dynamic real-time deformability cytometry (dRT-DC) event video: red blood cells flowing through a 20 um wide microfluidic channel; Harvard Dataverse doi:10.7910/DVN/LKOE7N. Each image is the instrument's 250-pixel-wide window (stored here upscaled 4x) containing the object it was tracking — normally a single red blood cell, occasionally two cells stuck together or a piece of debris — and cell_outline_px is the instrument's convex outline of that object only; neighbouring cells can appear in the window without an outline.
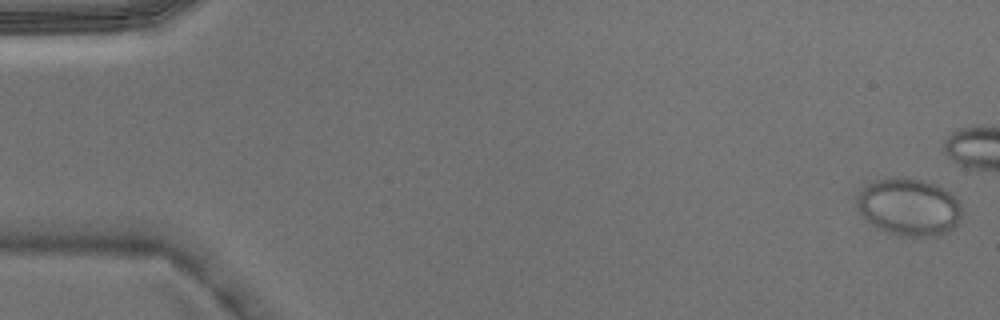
{"species": "Egyptian fruit bat (a non-hibernating species)", "species_latin": "Rousettus aegyptiacus", "temperature_condition": "warm", "stored_images_in_passage": 2, "camera_frame_rate_fps": 3000, "um_per_image_px": 0.085, "animal": {"sex": "male"}, "frame": {"image": 1, "passage_image": 2, "time_ms": 0.333, "image_size_px": [1000, 320], "cell_outline_px": [[960, 216], [956, 224], [952, 228], [936, 236], [904, 236], [876, 228], [860, 212], [856, 204], [860, 192], [868, 184], [892, 176], [900, 176], [920, 180], [936, 184], [944, 188], [960, 204]], "centroid_in_image_um": [77.25, 17.58], "position_along_channel_um": 7.8, "area_um2": 34.51}}